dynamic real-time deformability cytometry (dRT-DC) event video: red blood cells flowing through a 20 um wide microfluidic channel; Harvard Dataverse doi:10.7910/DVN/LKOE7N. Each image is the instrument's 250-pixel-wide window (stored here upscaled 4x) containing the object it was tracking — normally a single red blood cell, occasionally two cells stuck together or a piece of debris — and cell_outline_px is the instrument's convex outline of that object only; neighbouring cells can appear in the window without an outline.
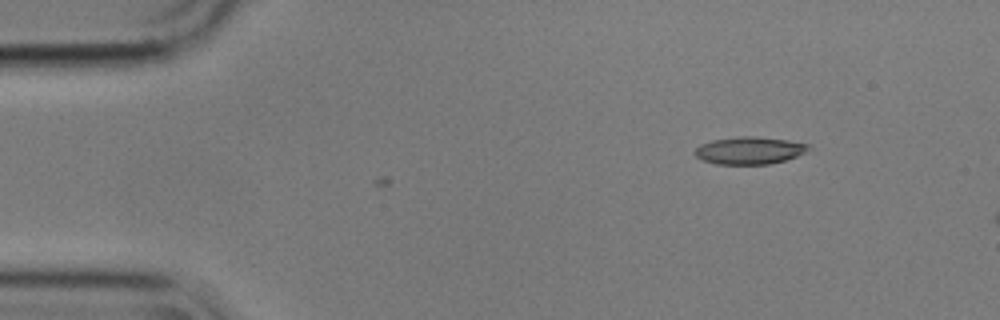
{"species": "common noctule bat (a hibernating species)", "species_latin": "Nyctalus noctula", "temperature_condition": "cold", "stored_images_in_passage": 3, "camera_frame_rate_fps": 3000, "um_per_image_px": 0.085, "animal": {"sex": "male", "body_mass_g": 17.9}, "frame": {"image": 1, "passage_image": 1, "time_ms": 0.0, "image_size_px": [1000, 320], "cell_outline_px": [[812, 148], [808, 152], [784, 160], [768, 164], [716, 164], [704, 160], [696, 156], [692, 152], [700, 144], [712, 140], [740, 136], [752, 136], [788, 140], [812, 144]], "centroid_in_image_um": [63.74, 12.78], "position_along_channel_um": 21.3, "area_um2": 18.26}}